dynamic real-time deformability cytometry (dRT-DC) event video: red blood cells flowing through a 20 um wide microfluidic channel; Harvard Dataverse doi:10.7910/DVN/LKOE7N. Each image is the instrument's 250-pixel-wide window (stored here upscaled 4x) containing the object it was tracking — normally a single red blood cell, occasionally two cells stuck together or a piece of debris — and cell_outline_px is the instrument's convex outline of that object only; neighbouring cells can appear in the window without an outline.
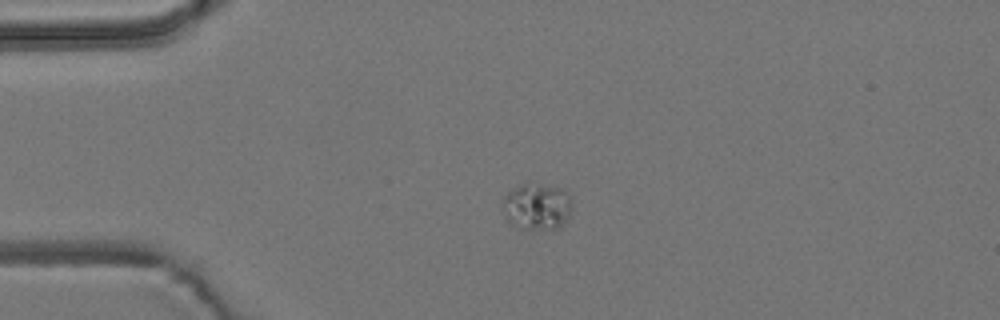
{"species": "common noctule bat (a hibernating species)", "species_latin": "Nyctalus noctula", "temperature_condition": "room temperature", "stored_images_in_passage": 6, "camera_frame_rate_fps": 3000, "um_per_image_px": 0.085, "animal": {"sex": "male", "body_mass_g": 19.2, "forearm_length_mm": 51.8}, "frame": {"image": 1, "passage_image": 4, "time_ms": 1.0, "image_size_px": [1000, 320], "cell_outline_px": [[572, 208], [568, 216], [560, 228], [552, 232], [516, 228], [508, 224], [504, 216], [500, 200], [512, 188], [520, 184], [524, 184], [560, 188], [568, 192]], "centroid_in_image_um": [45.58, 17.64], "position_along_channel_um": 39.4, "area_um2": 19.48}}
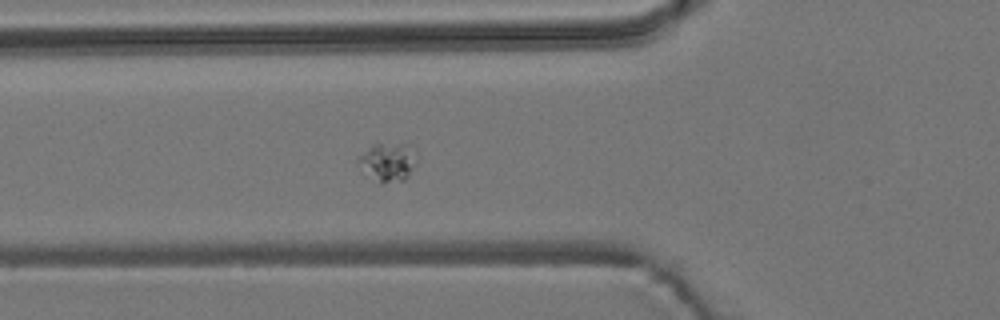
{"frame": {"image": 2, "passage_image": 6, "time_ms": 1.667, "image_size_px": [1000, 320], "cell_outline_px": [[416, 152], [412, 168], [408, 176], [404, 180], [380, 184], [360, 172], [356, 160], [372, 144], [408, 144]], "centroid_in_image_um": [32.89, 13.8], "position_along_channel_um": 92.9, "area_um2": 13.24}}